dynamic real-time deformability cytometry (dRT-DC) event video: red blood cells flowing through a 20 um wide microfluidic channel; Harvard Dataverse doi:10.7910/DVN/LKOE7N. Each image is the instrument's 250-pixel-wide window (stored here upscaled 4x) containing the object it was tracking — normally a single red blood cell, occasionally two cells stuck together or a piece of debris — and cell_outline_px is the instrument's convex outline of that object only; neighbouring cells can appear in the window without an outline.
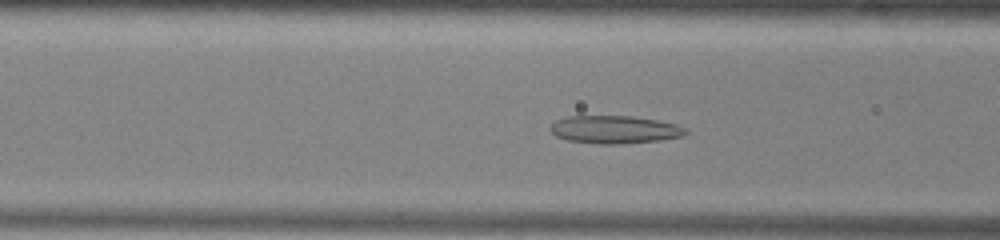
{"species": "common noctule bat (a hibernating species)", "species_latin": "Nyctalus noctula", "temperature_condition": "warm", "stored_images_in_passage": 46, "camera_frame_rate_fps": 3000, "um_per_image_px": 0.085, "animal": {"sex": "male", "body_mass_g": 13.0, "forearm_length_mm": 53.1}, "frame": {"image": 1, "passage_image": 14, "time_ms": 4.333, "image_size_px": [1000, 240], "cell_outline_px": [[688, 132], [684, 136], [660, 140], [620, 144], [600, 144], [568, 140], [556, 136], [548, 128], [556, 120], [568, 116], [632, 116], [656, 120], [676, 124], [688, 128]], "centroid_in_image_um": [52.27, 11.01], "position_along_channel_um": 114.3, "area_um2": 22.02}}
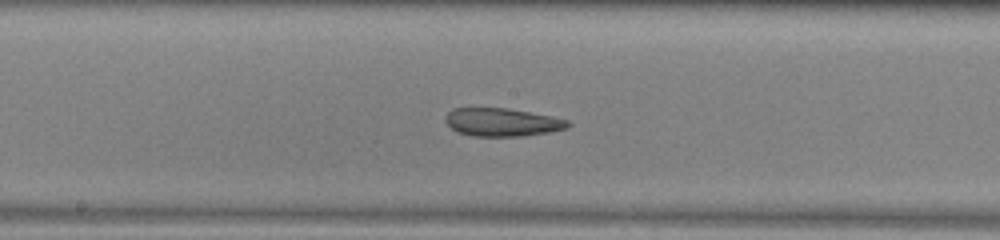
{"frame": {"image": 2, "passage_image": 21, "time_ms": 6.667, "image_size_px": [1000, 240], "cell_outline_px": [[572, 124], [568, 128], [548, 132], [524, 136], [472, 136], [460, 132], [452, 128], [444, 120], [448, 112], [452, 108], [508, 108], [552, 116], [568, 120]], "centroid_in_image_um": [42.71, 10.38], "position_along_channel_um": 205.5, "area_um2": 20.06}}
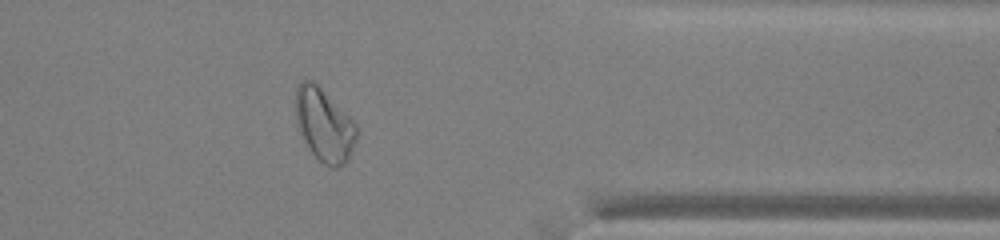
{"frame": {"image": 3, "passage_image": 36, "time_ms": 11.667, "image_size_px": [1000, 240], "cell_outline_px": [[356, 140], [348, 160], [344, 164], [336, 168], [328, 168], [308, 148], [296, 124], [296, 88], [300, 80], [312, 80], [356, 124]], "centroid_in_image_um": [27.54, 10.65], "position_along_channel_um": 383.9, "area_um2": 25.49}, "authors_computed_cell_mechanics": {"area_um2": 24.5072, "velocity_mm_per_s": 3.9142, "shape_relaxation_time_tau1_ms": null, "shape_relaxation_time_tau2_ms": 3.5493, "deformation_change_tau1": null, "deformation_change_tau2": 0.1314}}